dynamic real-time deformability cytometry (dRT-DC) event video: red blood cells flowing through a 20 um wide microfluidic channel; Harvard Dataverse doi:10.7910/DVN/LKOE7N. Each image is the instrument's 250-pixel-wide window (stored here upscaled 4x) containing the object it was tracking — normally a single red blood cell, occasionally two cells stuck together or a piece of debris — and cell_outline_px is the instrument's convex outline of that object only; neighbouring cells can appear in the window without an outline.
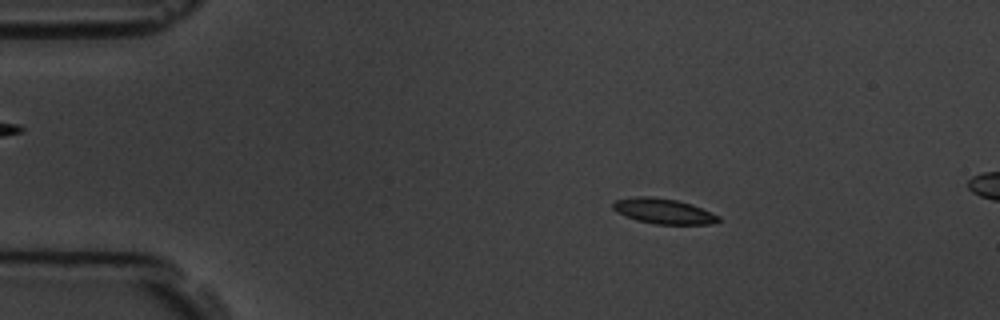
{"species": "common noctule bat (a hibernating species)", "species_latin": "Nyctalus noctula", "temperature_condition": "room temperature", "stored_images_in_passage": 7, "camera_frame_rate_fps": 3000, "um_per_image_px": 0.085, "animal": {"sex": "male", "body_mass_g": 19.5, "forearm_length_mm": 54.6}, "frame": {"image": 1, "passage_image": 1, "time_ms": 0.0, "image_size_px": [1000, 320], "cell_outline_px": [[720, 220], [708, 224], [656, 224], [636, 220], [624, 216], [616, 212], [612, 208], [612, 204], [616, 200], [636, 196], [652, 196], [676, 200], [692, 204], [720, 216]], "centroid_in_image_um": [56.36, 17.94], "position_along_channel_um": 28.6, "area_um2": 15.55}}